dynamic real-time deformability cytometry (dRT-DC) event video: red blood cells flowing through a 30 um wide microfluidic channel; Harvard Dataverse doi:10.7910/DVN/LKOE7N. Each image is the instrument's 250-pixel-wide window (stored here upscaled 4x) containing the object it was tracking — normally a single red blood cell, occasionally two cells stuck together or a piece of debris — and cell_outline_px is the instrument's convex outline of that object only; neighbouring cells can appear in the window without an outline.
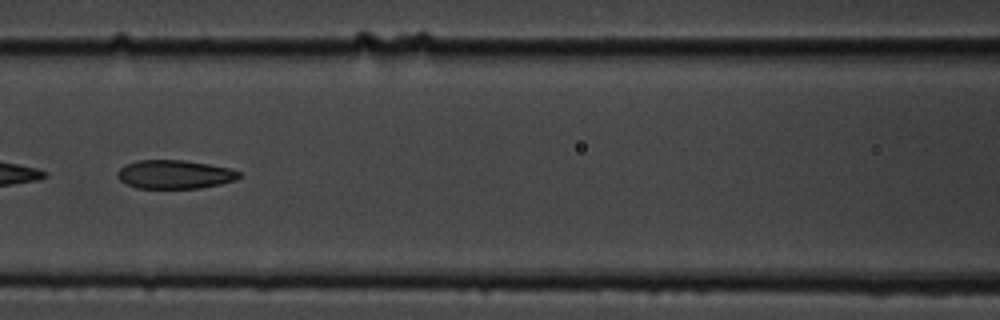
{"species": "common noctule bat (a hibernating species)", "species_latin": "Nyctalus noctula", "temperature_condition": "cold", "stored_images_in_passage": 47, "camera_frame_rate_fps": 3000, "um_per_image_px": 0.085, "animal": {"sex": "male", "body_mass_g": 19.5, "forearm_length_mm": 54.6}, "frame": {"image": 1, "passage_image": 20, "time_ms": 6.333, "image_size_px": [1000, 320], "cell_outline_px": [[240, 176], [236, 180], [220, 184], [200, 188], [136, 188], [120, 180], [116, 176], [116, 172], [120, 168], [128, 164], [140, 160], [184, 160], [208, 164], [228, 168], [240, 172]], "centroid_in_image_um": [14.84, 14.83], "position_along_channel_um": 151.8, "area_um2": 20.17}}
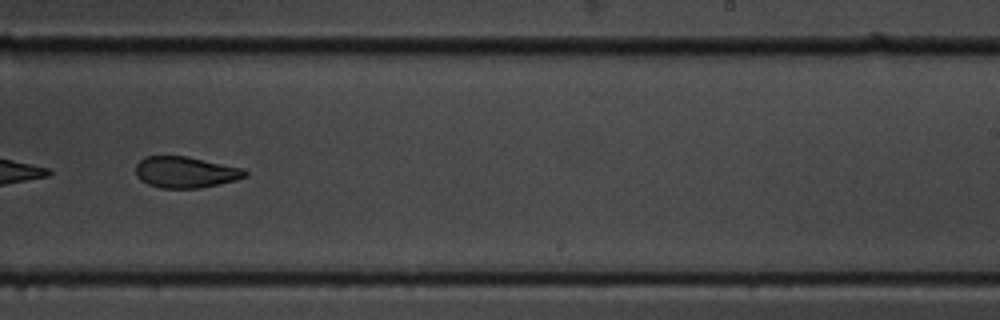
{"frame": {"image": 2, "passage_image": 30, "time_ms": 9.667, "image_size_px": [1000, 320], "cell_outline_px": [[248, 176], [236, 180], [200, 188], [160, 188], [148, 184], [140, 180], [136, 176], [136, 164], [144, 156], [188, 156], [244, 168], [248, 172]], "centroid_in_image_um": [15.78, 14.63], "position_along_channel_um": 273.2, "area_um2": 20.11}}
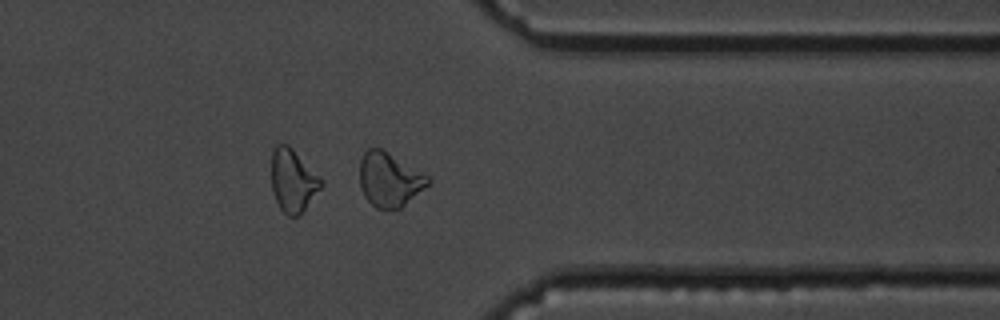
{"frame": {"image": 3, "passage_image": 39, "time_ms": 12.667, "image_size_px": [1000, 320], "cell_outline_px": [[432, 180], [428, 184], [400, 208], [376, 208], [364, 196], [360, 184], [360, 160], [364, 152], [368, 148], [380, 148], [428, 176]], "centroid_in_image_um": [33.07, 15.25], "position_along_channel_um": 378.3, "area_um2": 20.98}}